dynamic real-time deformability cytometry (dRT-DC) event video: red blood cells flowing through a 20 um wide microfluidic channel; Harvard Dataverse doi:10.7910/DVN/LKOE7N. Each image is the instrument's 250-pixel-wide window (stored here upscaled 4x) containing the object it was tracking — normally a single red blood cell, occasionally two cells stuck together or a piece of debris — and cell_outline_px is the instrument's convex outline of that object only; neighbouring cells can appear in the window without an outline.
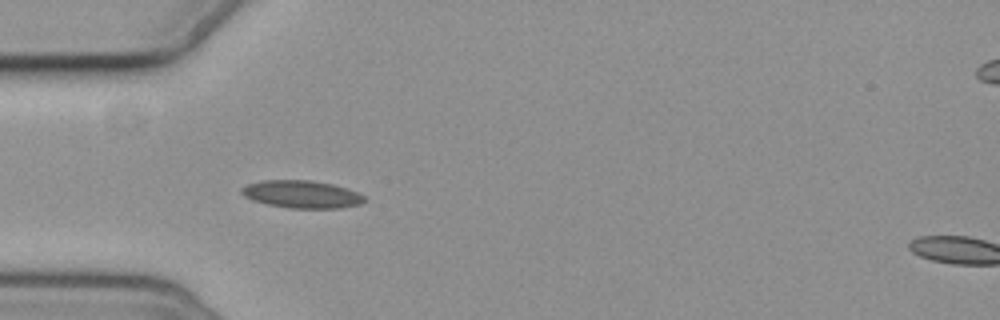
{"species": "common noctule bat (a hibernating species)", "species_latin": "Nyctalus noctula", "temperature_condition": "cold", "stored_images_in_passage": 7, "segment_of_instrument_passage": [1, 2], "camera_frame_rate_fps": 3000, "um_per_image_px": 0.085, "animal": {"sex": "female", "body_mass_g": 19.3, "forearm_length_mm": 54.1}, "frame": {"image": 1, "passage_image": 6, "time_ms": 5.667, "image_size_px": [1000, 320], "cell_outline_px": [[368, 200], [360, 204], [340, 208], [288, 208], [268, 204], [252, 200], [244, 196], [240, 192], [240, 188], [248, 184], [264, 180], [312, 180], [332, 184], [356, 192], [364, 196]], "centroid_in_image_um": [25.64, 16.51], "position_along_channel_um": 59.4, "area_um2": 19.71}}